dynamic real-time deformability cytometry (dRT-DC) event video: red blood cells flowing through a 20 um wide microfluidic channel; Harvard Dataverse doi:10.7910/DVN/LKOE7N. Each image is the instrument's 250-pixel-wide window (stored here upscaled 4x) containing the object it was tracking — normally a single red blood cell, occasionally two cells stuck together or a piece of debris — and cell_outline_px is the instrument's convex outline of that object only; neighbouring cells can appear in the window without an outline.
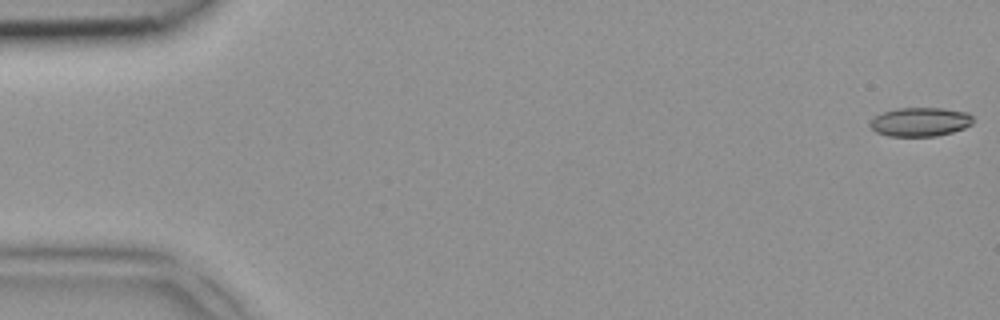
{"species": "common noctule bat (a hibernating species)", "species_latin": "Nyctalus noctula", "temperature_condition": "room temperature", "stored_images_in_passage": 4, "camera_frame_rate_fps": 3000, "um_per_image_px": 0.085, "animal": {"sex": "female", "body_mass_g": 18.4}, "frame": {"image": 1, "passage_image": 1, "time_ms": 0.0, "image_size_px": [1000, 320], "cell_outline_px": [[972, 124], [964, 128], [952, 132], [936, 136], [888, 136], [876, 132], [868, 124], [876, 116], [884, 112], [896, 108], [944, 108], [968, 112], [972, 116]], "centroid_in_image_um": [78.23, 10.36], "position_along_channel_um": 6.8, "area_um2": 17.34}}
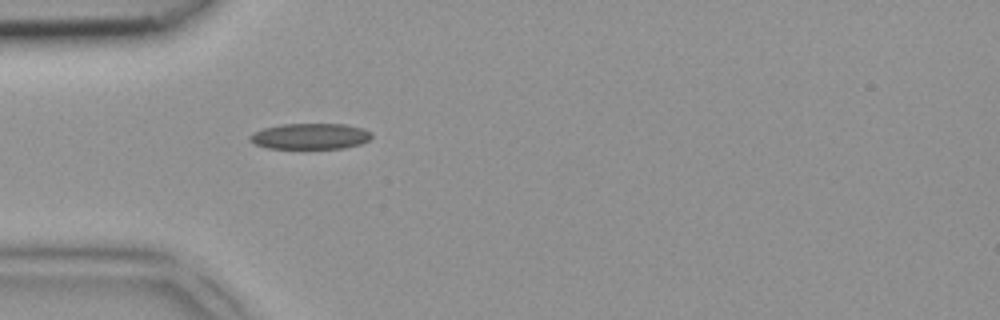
{"frame": {"image": 2, "passage_image": 4, "time_ms": 1.0, "image_size_px": [1000, 320], "cell_outline_px": [[372, 136], [368, 140], [360, 144], [344, 148], [268, 148], [256, 144], [248, 140], [248, 136], [252, 132], [264, 128], [284, 124], [344, 124], [364, 128], [372, 132]], "centroid_in_image_um": [26.37, 11.58], "position_along_channel_um": 58.6, "area_um2": 18.38}}